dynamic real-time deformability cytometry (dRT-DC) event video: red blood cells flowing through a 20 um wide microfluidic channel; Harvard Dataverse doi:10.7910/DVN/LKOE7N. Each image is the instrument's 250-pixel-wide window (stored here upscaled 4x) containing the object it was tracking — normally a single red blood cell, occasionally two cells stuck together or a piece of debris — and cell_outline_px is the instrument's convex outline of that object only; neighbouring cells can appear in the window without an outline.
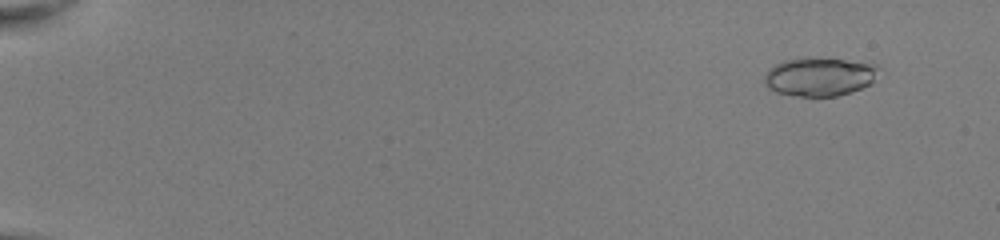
{"species": "common noctule bat (a hibernating species)", "species_latin": "Nyctalus noctula", "temperature_condition": "room temperature", "stored_images_in_passage": 49, "camera_frame_rate_fps": 3000, "um_per_image_px": 0.085, "animal": {"sex": "female", "body_mass_g": 22.0, "forearm_length_mm": 56.7}, "frame": {"image": 1, "passage_image": 2, "time_ms": 0.333, "image_size_px": [1000, 240], "cell_outline_px": [[880, 68], [872, 84], [852, 92], [836, 96], [800, 96], [776, 92], [768, 88], [764, 84], [764, 76], [768, 68], [784, 60], [800, 56], [812, 56], [876, 64]], "centroid_in_image_um": [69.65, 6.49], "position_along_channel_um": 15.4, "area_um2": 26.24}}